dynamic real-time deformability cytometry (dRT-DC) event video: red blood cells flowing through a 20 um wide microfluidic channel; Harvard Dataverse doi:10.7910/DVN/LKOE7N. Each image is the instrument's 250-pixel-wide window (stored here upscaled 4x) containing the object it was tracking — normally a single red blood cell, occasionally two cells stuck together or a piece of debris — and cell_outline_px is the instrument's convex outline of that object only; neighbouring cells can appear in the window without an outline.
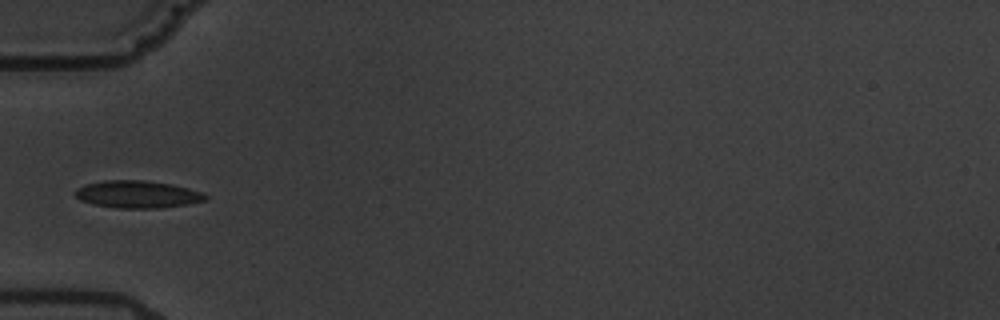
{"species": "common noctule bat (a hibernating species)", "species_latin": "Nyctalus noctula", "temperature_condition": "warm", "stored_images_in_passage": 7, "camera_frame_rate_fps": 3000, "um_per_image_px": 0.085, "animal": {"sex": "male", "body_mass_g": 19.5, "forearm_length_mm": 54.6}, "frame": {"image": 1, "passage_image": 6, "time_ms": 6.0, "image_size_px": [1000, 320], "cell_outline_px": [[208, 200], [188, 204], [160, 208], [116, 208], [96, 204], [80, 200], [72, 192], [76, 188], [88, 184], [104, 180], [144, 180], [172, 184], [188, 188], [200, 192], [208, 196]], "centroid_in_image_um": [11.69, 16.51], "position_along_channel_um": 73.3, "area_um2": 20.75}}